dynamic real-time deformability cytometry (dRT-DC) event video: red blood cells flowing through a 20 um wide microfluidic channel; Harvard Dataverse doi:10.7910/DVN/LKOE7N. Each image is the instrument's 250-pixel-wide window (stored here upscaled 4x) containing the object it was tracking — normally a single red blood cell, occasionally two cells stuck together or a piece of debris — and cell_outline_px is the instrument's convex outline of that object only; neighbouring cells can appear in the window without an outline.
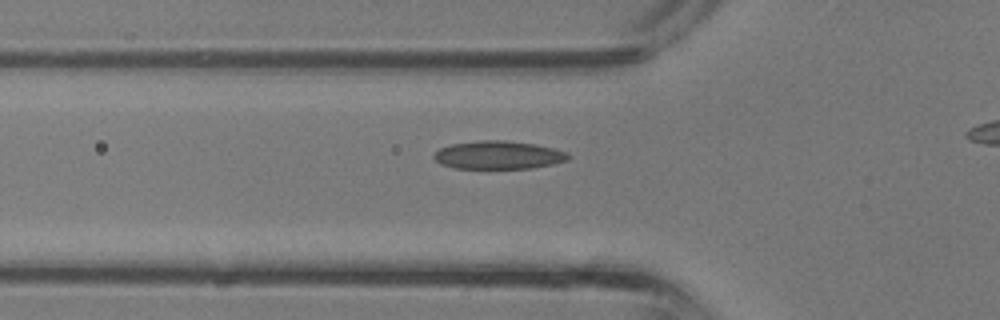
{"species": "common noctule bat (a hibernating species)", "species_latin": "Nyctalus noctula", "temperature_condition": "room temperature", "stored_images_in_passage": 24, "camera_frame_rate_fps": 3000, "um_per_image_px": 0.085, "animal": {"sex": "male", "body_mass_g": 13.3}, "frame": {"image": 1, "passage_image": 6, "time_ms": 1.667, "image_size_px": [1000, 320], "cell_outline_px": [[572, 156], [568, 160], [552, 164], [532, 168], [456, 168], [440, 164], [432, 156], [440, 148], [452, 144], [480, 140], [504, 140], [532, 144], [552, 148], [568, 152]], "centroid_in_image_um": [42.37, 13.18], "position_along_channel_um": 83.4, "area_um2": 21.91}}
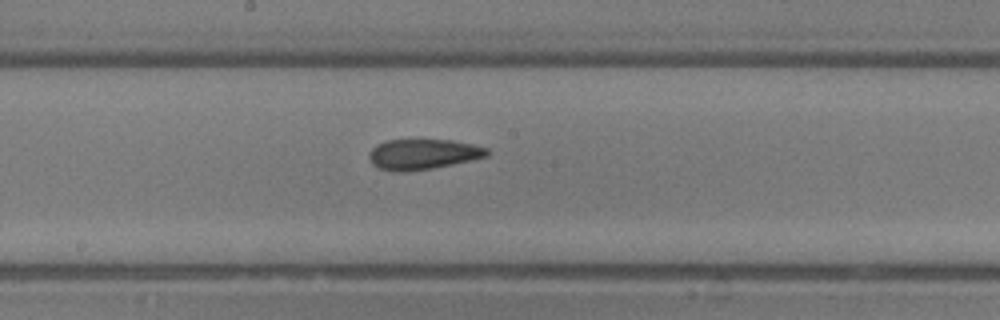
{"frame": {"image": 2, "passage_image": 13, "time_ms": 4.0, "image_size_px": [1000, 320], "cell_outline_px": [[488, 156], [472, 160], [432, 168], [408, 172], [392, 172], [380, 168], [372, 164], [368, 156], [368, 152], [376, 144], [384, 140], [452, 140], [472, 144], [488, 148]], "centroid_in_image_um": [35.91, 13.11], "position_along_channel_um": 212.3, "area_um2": 21.04}}
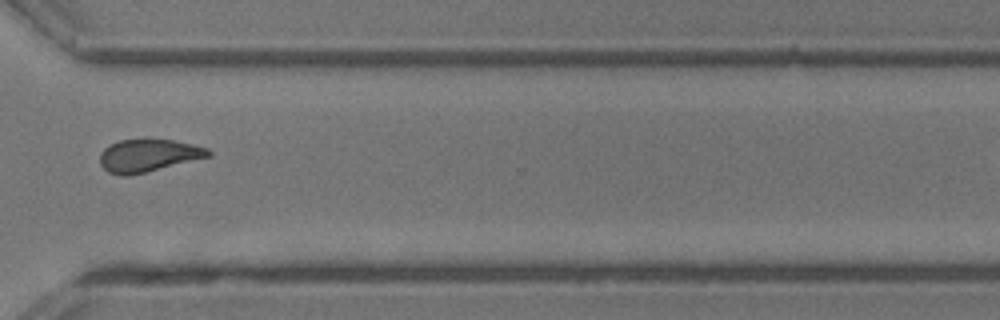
{"frame": {"image": 3, "passage_image": 21, "time_ms": 6.667, "image_size_px": [1000, 320], "cell_outline_px": [[212, 156], [128, 176], [120, 176], [108, 172], [100, 164], [100, 152], [108, 144], [120, 140], [172, 140], [192, 144], [208, 148], [212, 152]], "centroid_in_image_um": [12.59, 13.22], "position_along_channel_um": 358.0, "area_um2": 20.52}}